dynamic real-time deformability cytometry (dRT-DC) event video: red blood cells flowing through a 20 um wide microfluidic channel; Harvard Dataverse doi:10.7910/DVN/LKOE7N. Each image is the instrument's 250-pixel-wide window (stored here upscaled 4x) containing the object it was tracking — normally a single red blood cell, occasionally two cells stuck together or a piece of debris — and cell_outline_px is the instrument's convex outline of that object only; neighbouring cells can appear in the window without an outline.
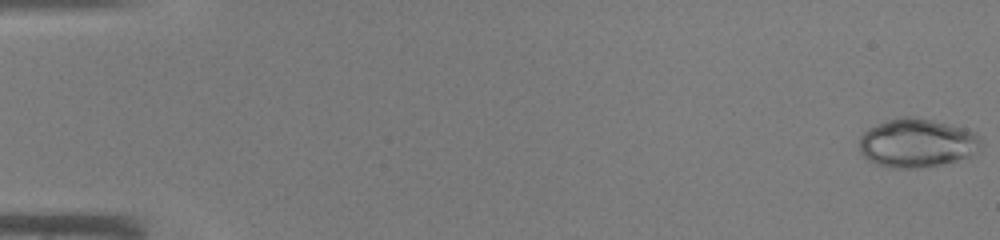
{"species": "common noctule bat (a hibernating species)", "species_latin": "Nyctalus noctula", "temperature_condition": "warm", "stored_images_in_passage": 45, "camera_frame_rate_fps": 3000, "um_per_image_px": 0.085, "animal": {"sex": "male", "body_mass_g": 19.0, "forearm_length_mm": 50.8}, "frame": {"image": 1, "passage_image": 1, "time_ms": 0.0, "image_size_px": [1000, 240], "cell_outline_px": [[980, 144], [968, 156], [956, 160], [920, 168], [892, 168], [876, 164], [868, 160], [860, 152], [860, 136], [868, 128], [888, 120], [900, 116], [912, 116], [932, 120], [964, 128], [976, 132], [980, 136]], "centroid_in_image_um": [77.89, 12.14], "position_along_channel_um": 7.1, "area_um2": 34.22}}
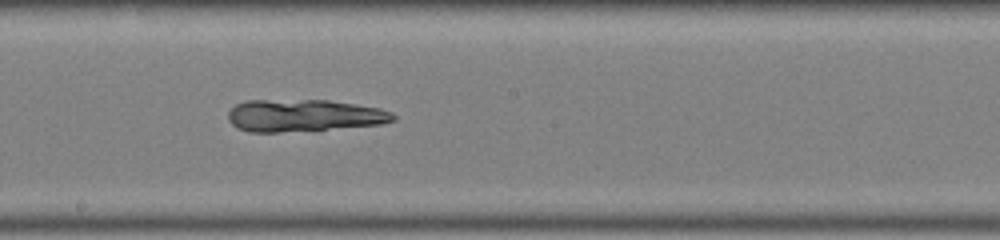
{"frame": {"image": 2, "passage_image": 26, "time_ms": 8.333, "image_size_px": [1000, 240], "cell_outline_px": [[396, 120], [380, 124], [280, 132], [248, 132], [236, 128], [228, 120], [228, 112], [236, 104], [248, 100], [328, 100], [356, 104], [380, 108], [392, 112], [396, 116]], "centroid_in_image_um": [25.8, 9.81], "position_along_channel_um": 222.4, "area_um2": 30.81}}
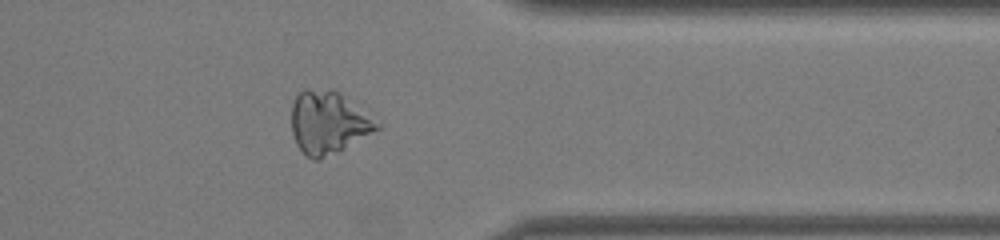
{"frame": {"image": 3, "passage_image": 37, "time_ms": 12.0, "image_size_px": [1000, 240], "cell_outline_px": [[380, 128], [344, 148], [320, 160], [312, 160], [296, 144], [292, 132], [292, 104], [296, 96], [304, 88], [332, 88], [340, 92], [380, 120]], "centroid_in_image_um": [27.93, 10.37], "position_along_channel_um": 383.5, "area_um2": 31.56}}